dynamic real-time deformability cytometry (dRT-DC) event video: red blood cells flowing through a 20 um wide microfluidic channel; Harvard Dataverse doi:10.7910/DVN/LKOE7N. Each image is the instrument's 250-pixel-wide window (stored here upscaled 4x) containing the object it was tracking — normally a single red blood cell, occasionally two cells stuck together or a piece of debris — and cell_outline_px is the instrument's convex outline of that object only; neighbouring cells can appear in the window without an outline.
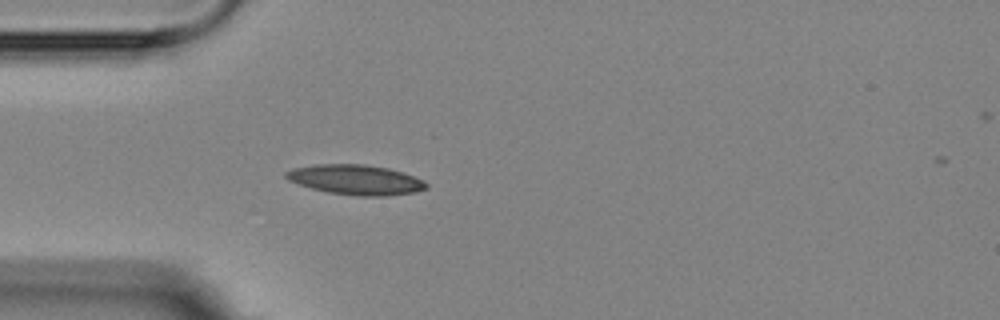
{"species": "Egyptian fruit bat (a non-hibernating species)", "species_latin": "Rousettus aegyptiacus", "temperature_condition": "room temperature", "stored_images_in_passage": 2, "camera_frame_rate_fps": 3000, "um_per_image_px": 0.085, "animal": {"sex": "female"}, "frame": {"image": 1, "passage_image": 1, "time_ms": 0.0, "image_size_px": [1000, 320], "cell_outline_px": [[428, 188], [416, 192], [388, 196], [356, 196], [328, 192], [312, 188], [288, 180], [284, 176], [284, 172], [292, 168], [316, 164], [364, 164], [388, 168], [424, 180], [428, 184]], "centroid_in_image_um": [30.23, 15.28], "position_along_channel_um": 54.8, "area_um2": 24.51}}